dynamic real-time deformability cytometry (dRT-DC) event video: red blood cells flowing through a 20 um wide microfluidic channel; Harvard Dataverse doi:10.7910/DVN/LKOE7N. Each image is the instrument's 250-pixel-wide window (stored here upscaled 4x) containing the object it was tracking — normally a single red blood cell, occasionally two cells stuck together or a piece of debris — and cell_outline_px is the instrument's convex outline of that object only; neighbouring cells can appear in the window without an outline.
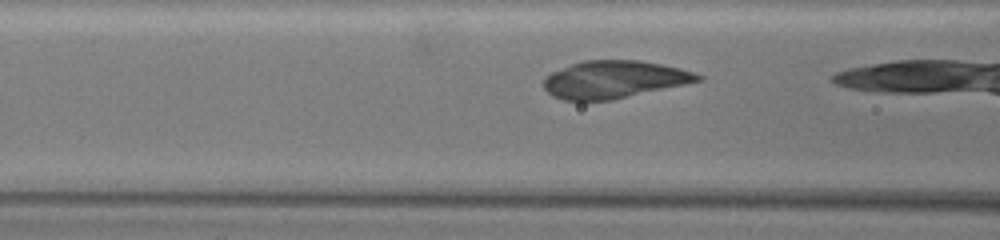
{"species": "common noctule bat (a hibernating species)", "species_latin": "Nyctalus noctula", "temperature_condition": "warm", "stored_images_in_passage": 10, "camera_frame_rate_fps": 3000, "um_per_image_px": 0.085, "animal": {"sex": "female", "body_mass_g": 19.5, "forearm_length_mm": 54.1}, "frame": {"image": 1, "passage_image": 3, "time_ms": 0.667, "image_size_px": [1000, 240], "cell_outline_px": [[704, 76], [700, 80], [612, 100], [564, 100], [552, 96], [544, 88], [544, 76], [552, 72], [572, 64], [584, 60], [640, 60], [680, 68]], "centroid_in_image_um": [52.15, 6.75], "position_along_channel_um": 114.5, "area_um2": 33.23}}
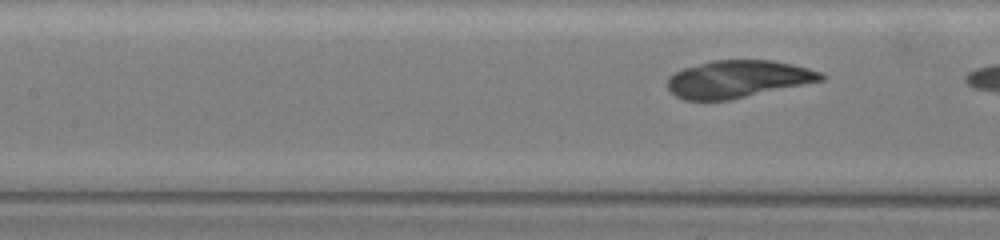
{"frame": {"image": 2, "passage_image": 6, "time_ms": 1.667, "image_size_px": [1000, 240], "cell_outline_px": [[824, 80], [732, 100], [684, 100], [676, 96], [668, 88], [668, 76], [684, 68], [712, 60], [772, 60], [792, 64], [808, 68], [820, 72], [824, 76]], "centroid_in_image_um": [62.72, 6.72], "position_along_channel_um": 144.7, "area_um2": 33.41}}
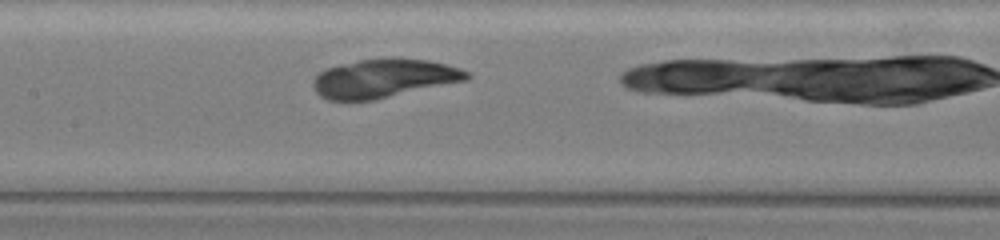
{"frame": {"image": 3, "passage_image": 9, "time_ms": 2.667, "image_size_px": [1000, 240], "cell_outline_px": [[472, 76], [468, 80], [376, 100], [328, 100], [320, 96], [316, 92], [312, 84], [316, 76], [320, 72], [328, 68], [360, 60], [392, 56], [400, 56], [428, 60], [460, 68], [468, 72]], "centroid_in_image_um": [32.68, 6.65], "position_along_channel_um": 174.7, "area_um2": 35.03}}